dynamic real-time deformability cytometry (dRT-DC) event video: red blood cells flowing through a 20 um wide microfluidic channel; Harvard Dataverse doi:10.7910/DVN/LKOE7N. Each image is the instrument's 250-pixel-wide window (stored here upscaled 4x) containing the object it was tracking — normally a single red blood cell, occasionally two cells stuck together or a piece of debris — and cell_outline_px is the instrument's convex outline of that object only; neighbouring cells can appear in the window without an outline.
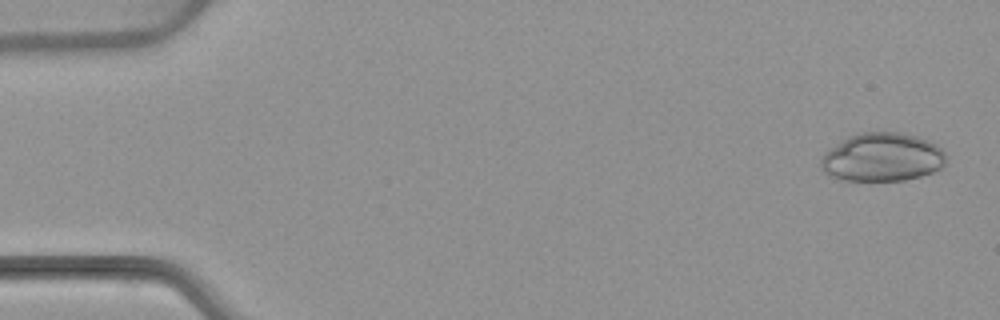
{"species": "common noctule bat (a hibernating species)", "species_latin": "Nyctalus noctula", "temperature_condition": "warm", "stored_images_in_passage": 53, "camera_frame_rate_fps": 3000, "um_per_image_px": 0.085, "animal": {"sex": "female", "body_mass_g": 22.7, "forearm_length_mm": 54.2}, "frame": {"image": 1, "passage_image": 2, "time_ms": 0.333, "image_size_px": [1000, 320], "cell_outline_px": [[948, 156], [944, 164], [940, 168], [932, 172], [920, 176], [904, 180], [840, 180], [828, 176], [820, 168], [820, 160], [824, 152], [848, 136], [860, 132], [900, 132], [916, 136], [928, 140], [936, 144]], "centroid_in_image_um": [74.96, 13.36], "position_along_channel_um": 10.0, "area_um2": 35.6}}
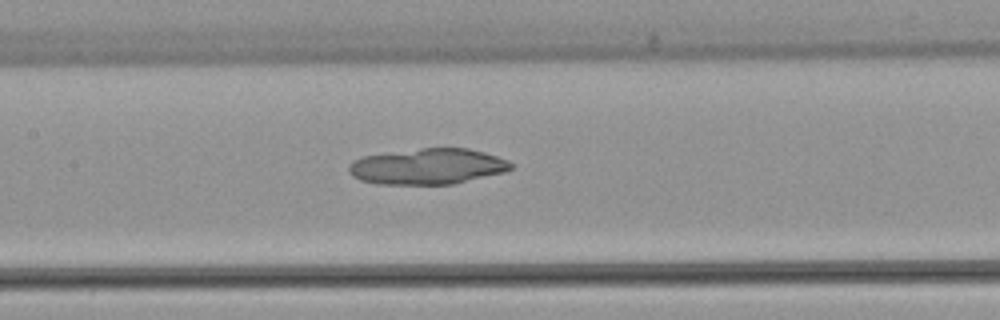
{"frame": {"image": 2, "passage_image": 25, "time_ms": 8.0, "image_size_px": [1000, 320], "cell_outline_px": [[512, 168], [504, 172], [452, 184], [376, 184], [360, 180], [352, 176], [348, 172], [348, 164], [352, 160], [364, 156], [420, 148], [468, 148], [484, 152], [508, 160], [512, 164]], "centroid_in_image_um": [36.32, 14.15], "position_along_channel_um": 171.1, "area_um2": 33.81}}
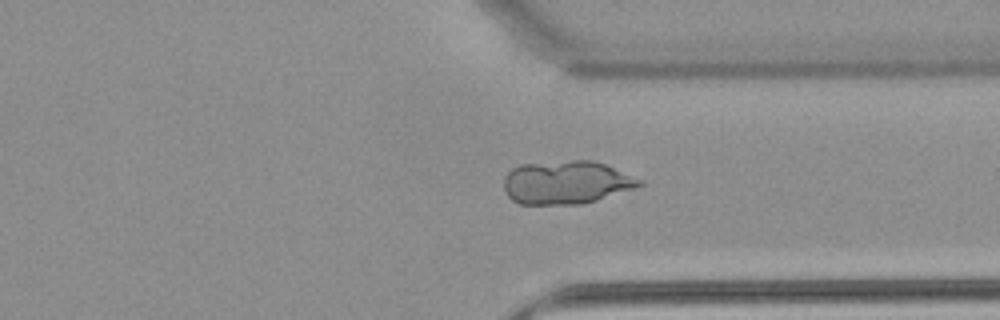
{"frame": {"image": 3, "passage_image": 40, "time_ms": 13.0, "image_size_px": [1000, 320], "cell_outline_px": [[644, 184], [636, 188], [596, 200], [580, 204], [520, 204], [512, 200], [508, 196], [504, 188], [504, 176], [512, 168], [520, 164], [572, 160], [592, 160], [604, 164], [644, 180]], "centroid_in_image_um": [48.14, 15.5], "position_along_channel_um": 363.3, "area_um2": 34.28}}